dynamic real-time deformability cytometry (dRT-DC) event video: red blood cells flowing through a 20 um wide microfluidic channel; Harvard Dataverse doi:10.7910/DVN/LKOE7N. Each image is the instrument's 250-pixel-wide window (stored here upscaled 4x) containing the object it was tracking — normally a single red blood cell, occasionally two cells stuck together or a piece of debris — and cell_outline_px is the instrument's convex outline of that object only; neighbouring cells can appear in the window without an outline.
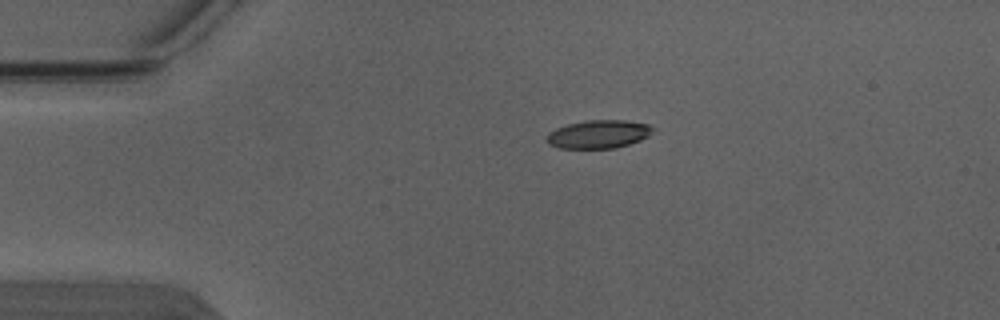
{"species": "Egyptian fruit bat (a non-hibernating species)", "species_latin": "Rousettus aegyptiacus", "temperature_condition": "warm", "stored_images_in_passage": 2, "camera_frame_rate_fps": 3000, "um_per_image_px": 0.085, "animal": {"sex": "male"}, "frame": {"image": 1, "passage_image": 1, "time_ms": 0.0, "image_size_px": [1000, 320], "cell_outline_px": [[656, 128], [648, 136], [640, 140], [616, 148], [560, 148], [548, 144], [548, 132], [556, 128], [568, 124], [584, 120], [624, 120], [648, 124]], "centroid_in_image_um": [50.89, 11.4], "position_along_channel_um": 34.1, "area_um2": 17.46}}